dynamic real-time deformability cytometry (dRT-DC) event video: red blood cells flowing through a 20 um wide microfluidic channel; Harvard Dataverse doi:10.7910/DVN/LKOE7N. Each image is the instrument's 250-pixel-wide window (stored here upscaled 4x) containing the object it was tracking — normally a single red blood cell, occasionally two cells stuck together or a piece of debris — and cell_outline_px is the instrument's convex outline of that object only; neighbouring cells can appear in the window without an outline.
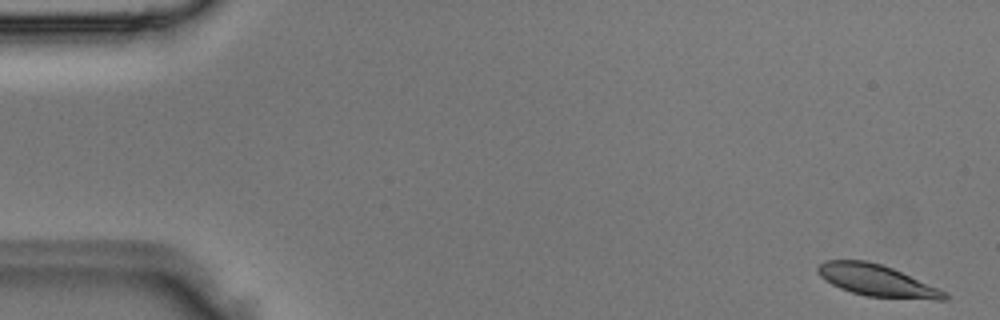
{"species": "Egyptian fruit bat (a non-hibernating species)", "species_latin": "Rousettus aegyptiacus", "temperature_condition": "room temperature", "stored_images_in_passage": 3, "camera_frame_rate_fps": 3000, "um_per_image_px": 0.085, "animal": {"sex": "male"}, "frame": {"image": 1, "passage_image": 1, "time_ms": 0.0, "image_size_px": [1000, 320], "cell_outline_px": [[948, 296], [944, 300], [936, 300], [864, 296], [840, 288], [824, 280], [816, 272], [816, 268], [824, 260], [864, 260], [880, 264], [892, 268], [948, 292]], "centroid_in_image_um": [74.52, 23.85], "position_along_channel_um": 10.5, "area_um2": 23.35}}